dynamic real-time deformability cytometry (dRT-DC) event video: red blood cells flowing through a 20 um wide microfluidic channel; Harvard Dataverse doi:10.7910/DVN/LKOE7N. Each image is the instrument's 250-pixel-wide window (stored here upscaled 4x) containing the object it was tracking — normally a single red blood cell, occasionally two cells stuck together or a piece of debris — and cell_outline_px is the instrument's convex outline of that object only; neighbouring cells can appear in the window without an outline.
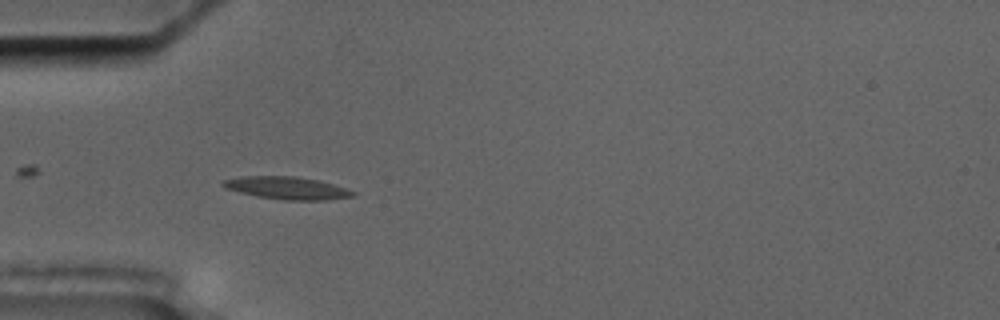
{"species": "common noctule bat (a hibernating species)", "species_latin": "Nyctalus noctula", "temperature_condition": "cold", "stored_images_in_passage": 8, "camera_frame_rate_fps": 3000, "um_per_image_px": 0.085, "animal": {"sex": "male", "body_mass_g": 17.5, "forearm_length_mm": 52.3}, "frame": {"image": 1, "passage_image": 6, "time_ms": 5.333, "image_size_px": [1000, 320], "cell_outline_px": [[356, 196], [324, 200], [284, 200], [256, 196], [224, 188], [220, 184], [220, 180], [244, 176], [296, 176], [320, 180], [356, 192]], "centroid_in_image_um": [24.36, 15.97], "position_along_channel_um": 60.6, "area_um2": 17.17}}